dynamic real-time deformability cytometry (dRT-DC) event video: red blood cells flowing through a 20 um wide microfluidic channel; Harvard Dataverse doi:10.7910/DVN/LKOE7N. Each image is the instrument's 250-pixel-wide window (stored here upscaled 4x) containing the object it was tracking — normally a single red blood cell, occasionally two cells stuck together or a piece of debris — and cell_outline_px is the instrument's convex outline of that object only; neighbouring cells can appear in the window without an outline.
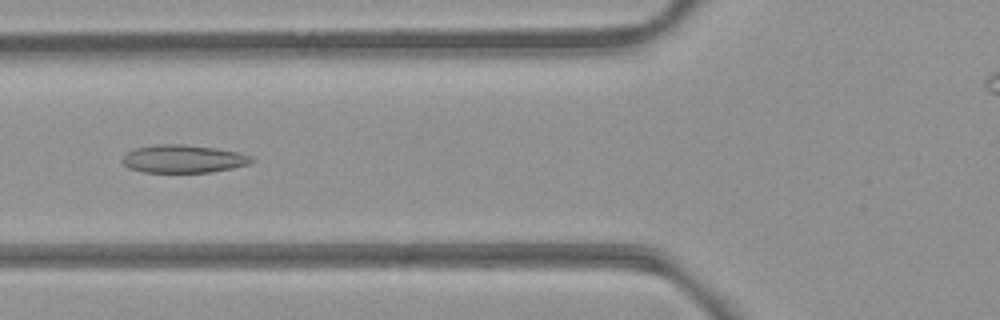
{"species": "common noctule bat (a hibernating species)", "species_latin": "Nyctalus noctula", "temperature_condition": "room temperature", "stored_images_in_passage": 44, "camera_frame_rate_fps": 3000, "um_per_image_px": 0.085, "animal": {"sex": "female", "body_mass_g": 21.9}, "frame": {"image": 1, "passage_image": 11, "time_ms": 3.333, "image_size_px": [1000, 320], "cell_outline_px": [[256, 160], [248, 164], [232, 168], [208, 172], [144, 172], [128, 168], [120, 160], [128, 152], [136, 148], [160, 144], [184, 144], [216, 148], [240, 152], [252, 156]], "centroid_in_image_um": [15.61, 13.5], "position_along_channel_um": 110.2, "area_um2": 21.04}}
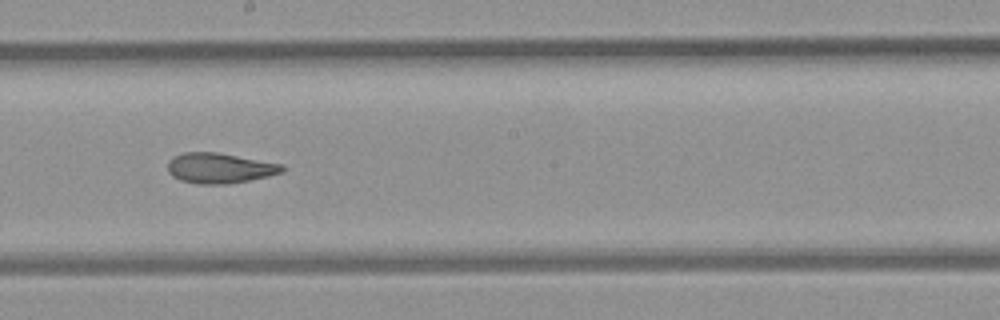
{"frame": {"image": 2, "passage_image": 20, "time_ms": 6.333, "image_size_px": [1000, 320], "cell_outline_px": [[284, 172], [268, 176], [228, 184], [196, 184], [180, 180], [172, 176], [168, 172], [168, 160], [172, 156], [184, 152], [216, 152], [284, 164]], "centroid_in_image_um": [18.65, 14.28], "position_along_channel_um": 229.6, "area_um2": 20.35}}
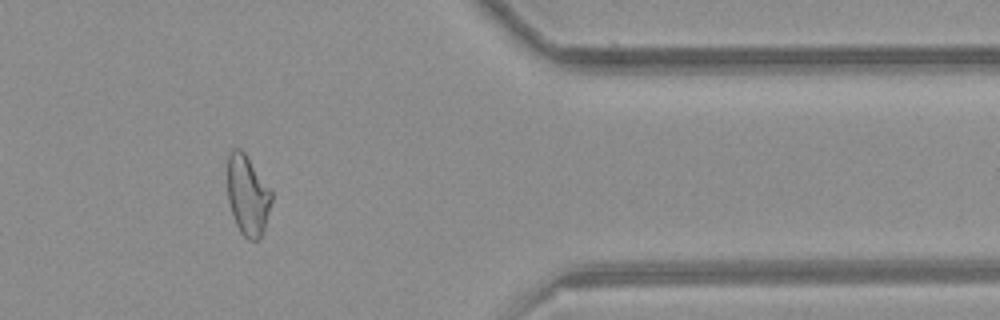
{"frame": {"image": 3, "passage_image": 34, "time_ms": 11.0, "image_size_px": [1000, 320], "cell_outline_px": [[272, 200], [264, 232], [256, 240], [248, 240], [240, 232], [236, 224], [228, 200], [228, 156], [232, 148], [240, 148], [244, 152], [272, 188]], "centroid_in_image_um": [21.08, 16.59], "position_along_channel_um": 390.3, "area_um2": 20.81}, "authors_computed_cell_mechanics": {"area_um2": 21.386, "velocity_mm_per_s": 3.961, "shape_relaxation_time_tau1_ms": null, "shape_relaxation_time_tau2_ms": 3.0419, "deformation_change_tau1": null, "deformation_change_tau2": 0.0936}}